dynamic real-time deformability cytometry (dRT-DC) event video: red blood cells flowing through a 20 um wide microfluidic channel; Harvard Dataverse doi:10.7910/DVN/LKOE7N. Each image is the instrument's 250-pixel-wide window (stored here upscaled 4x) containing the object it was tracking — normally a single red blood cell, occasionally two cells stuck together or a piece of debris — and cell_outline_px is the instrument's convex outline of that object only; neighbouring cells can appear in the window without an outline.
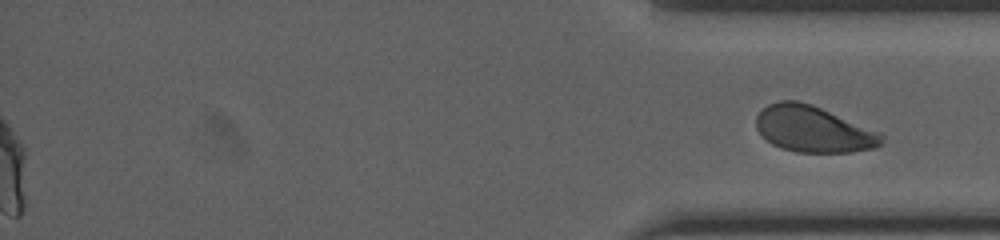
{"species": "human", "species_latin": "Homo sapiens", "temperature_condition": "cold", "stored_images_in_passage": 49, "segment_of_instrument_passage": [2, 2], "camera_frame_rate_fps": 3000, "um_per_image_px": 0.085, "donor": {"sex": "female"}, "frame": {"image": 1, "passage_image": 49, "time_ms": 16.0, "image_size_px": [1000, 240], "cell_outline_px": [[884, 144], [876, 148], [852, 152], [796, 152], [780, 148], [772, 144], [756, 128], [756, 116], [768, 104], [780, 100], [796, 100], [812, 104], [880, 132], [884, 136]], "centroid_in_image_um": [69.16, 10.98], "position_along_channel_um": 366.0, "area_um2": 33.87}}